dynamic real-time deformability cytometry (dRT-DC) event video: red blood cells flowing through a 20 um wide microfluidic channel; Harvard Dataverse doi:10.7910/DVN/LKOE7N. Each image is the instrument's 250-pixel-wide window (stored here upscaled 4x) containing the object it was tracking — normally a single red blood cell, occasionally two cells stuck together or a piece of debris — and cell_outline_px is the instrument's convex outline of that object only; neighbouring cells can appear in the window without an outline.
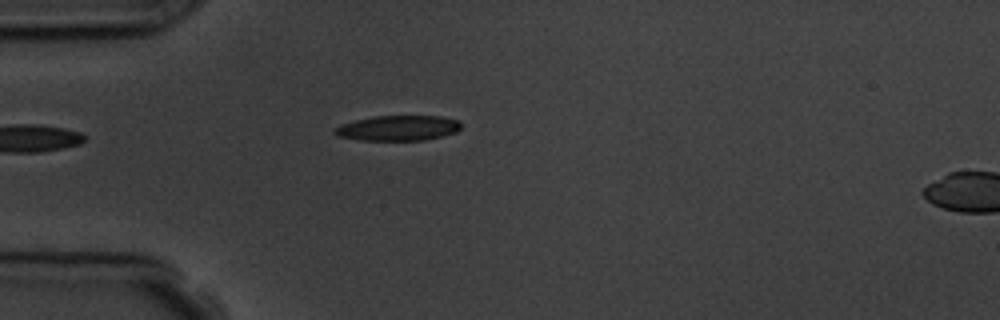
{"species": "common noctule bat (a hibernating species)", "species_latin": "Nyctalus noctula", "temperature_condition": "room temperature", "stored_images_in_passage": 5, "segment_of_instrument_passage": [1, 2], "camera_frame_rate_fps": 3000, "um_per_image_px": 0.085, "animal": {"sex": "male", "body_mass_g": 19.5, "forearm_length_mm": 54.6}, "frame": {"image": 1, "passage_image": 4, "time_ms": 4.333, "image_size_px": [1000, 320], "cell_outline_px": [[460, 128], [456, 132], [424, 140], [360, 140], [336, 136], [332, 132], [340, 124], [372, 116], [440, 116], [460, 120]], "centroid_in_image_um": [33.81, 10.88], "position_along_channel_um": 51.2, "area_um2": 18.55}}